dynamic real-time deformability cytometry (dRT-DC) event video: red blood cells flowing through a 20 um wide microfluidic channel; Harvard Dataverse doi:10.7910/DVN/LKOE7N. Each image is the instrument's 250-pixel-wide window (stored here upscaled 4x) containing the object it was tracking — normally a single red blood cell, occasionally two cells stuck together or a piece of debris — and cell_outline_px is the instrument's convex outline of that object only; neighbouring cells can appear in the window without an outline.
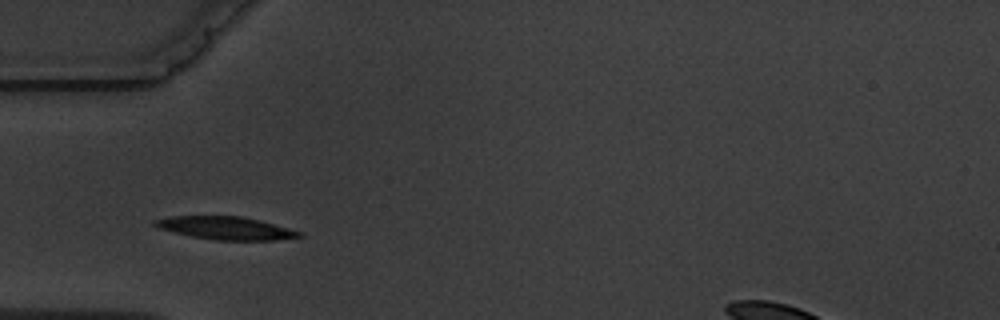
{"species": "common noctule bat (a hibernating species)", "species_latin": "Nyctalus noctula", "temperature_condition": "warm", "stored_images_in_passage": 5, "camera_frame_rate_fps": 3000, "um_per_image_px": 0.085, "animal": {"sex": "male", "body_mass_g": 19.5, "forearm_length_mm": 54.6}, "frame": {"image": 1, "passage_image": 3, "time_ms": 2.333, "image_size_px": [1000, 320], "cell_outline_px": [[304, 236], [272, 240], [216, 240], [192, 236], [160, 228], [152, 224], [152, 220], [172, 216], [240, 216], [260, 220], [300, 232]], "centroid_in_image_um": [19.16, 19.38], "position_along_channel_um": 65.8, "area_um2": 18.9}}
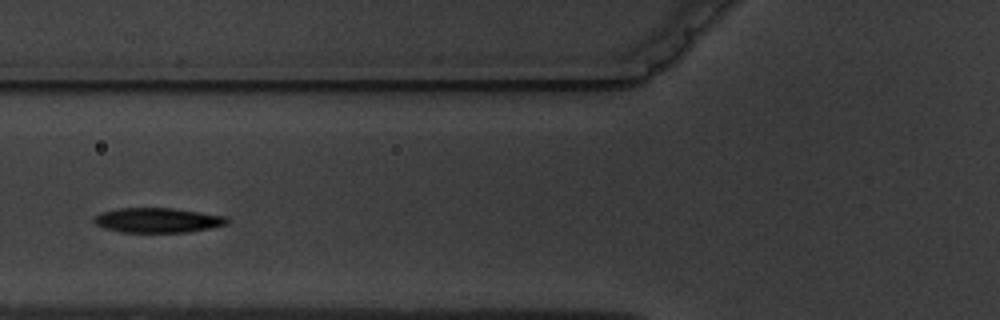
{"frame": {"image": 2, "passage_image": 4, "time_ms": 3.667, "image_size_px": [1000, 320], "cell_outline_px": [[232, 220], [228, 224], [188, 232], [120, 232], [104, 228], [96, 224], [92, 220], [92, 216], [100, 212], [116, 208], [172, 208], [228, 216]], "centroid_in_image_um": [13.39, 18.71], "position_along_channel_um": 112.4, "area_um2": 19.48}}
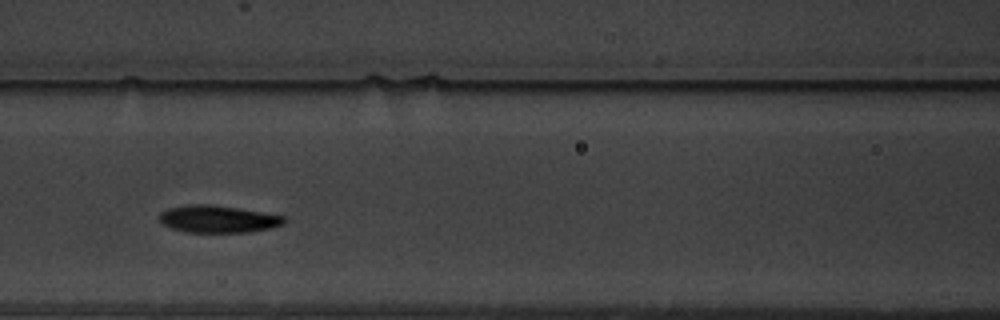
{"frame": {"image": 3, "passage_image": 5, "time_ms": 4.667, "image_size_px": [1000, 320], "cell_outline_px": [[288, 220], [284, 224], [272, 228], [248, 232], [184, 232], [172, 228], [164, 224], [160, 220], [160, 212], [168, 208], [192, 204], [212, 204], [284, 216]], "centroid_in_image_um": [18.55, 18.62], "position_along_channel_um": 148.1, "area_um2": 19.71}}